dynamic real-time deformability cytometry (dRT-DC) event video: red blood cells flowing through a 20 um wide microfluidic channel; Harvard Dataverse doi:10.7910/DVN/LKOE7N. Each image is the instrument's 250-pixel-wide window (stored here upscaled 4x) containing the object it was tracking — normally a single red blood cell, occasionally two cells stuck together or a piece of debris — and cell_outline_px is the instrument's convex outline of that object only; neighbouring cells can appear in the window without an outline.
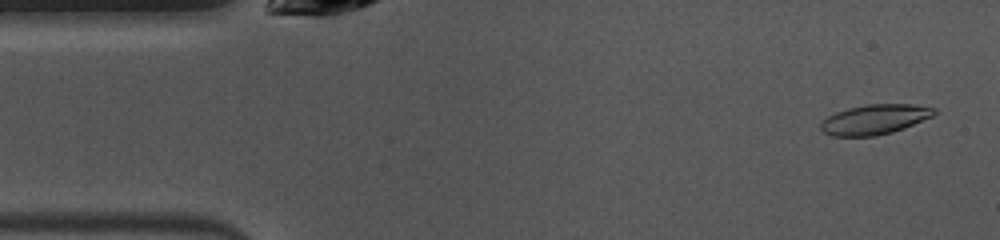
{"species": "common noctule bat (a hibernating species)", "species_latin": "Nyctalus noctula", "temperature_condition": "warm", "stored_images_in_passage": 47, "camera_frame_rate_fps": 3000, "um_per_image_px": 0.085, "animal": {"sex": "female", "body_mass_g": 10.0, "forearm_length_mm": 53.1}, "frame": {"image": 1, "passage_image": 2, "time_ms": 0.333, "image_size_px": [1000, 240], "cell_outline_px": [[936, 112], [932, 116], [904, 128], [892, 132], [876, 136], [832, 136], [820, 132], [820, 124], [828, 116], [836, 112], [848, 108], [868, 104], [912, 104], [936, 108]], "centroid_in_image_um": [74.32, 10.15], "position_along_channel_um": 10.7, "area_um2": 19.77}}
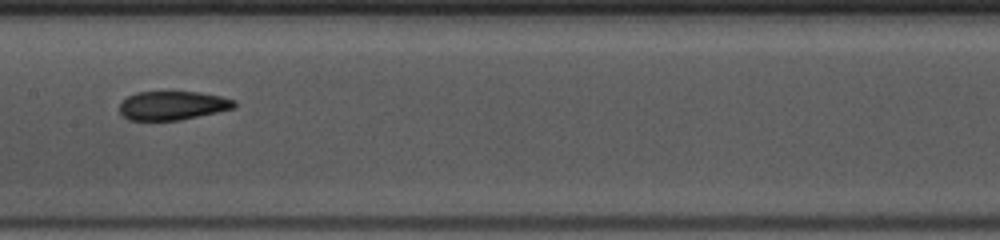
{"frame": {"image": 2, "passage_image": 22, "time_ms": 7.0, "image_size_px": [1000, 240], "cell_outline_px": [[236, 108], [180, 120], [128, 120], [120, 116], [120, 104], [128, 96], [136, 92], [200, 92], [220, 96], [236, 100]], "centroid_in_image_um": [14.67, 8.97], "position_along_channel_um": 192.7, "area_um2": 19.36}}
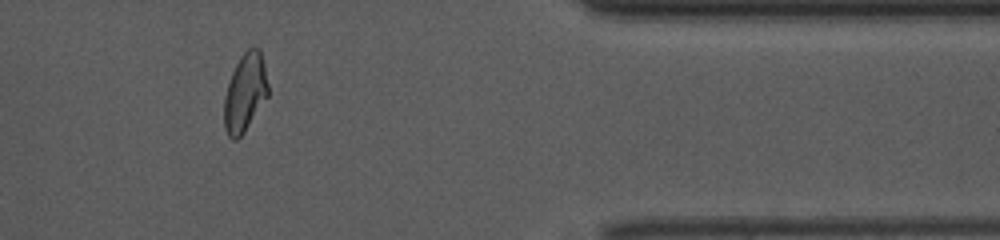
{"frame": {"image": 3, "passage_image": 39, "time_ms": 12.667, "image_size_px": [1000, 240], "cell_outline_px": [[268, 96], [244, 132], [236, 140], [232, 140], [228, 136], [224, 128], [224, 96], [232, 72], [240, 56], [248, 48], [260, 48], [264, 64], [268, 84]], "centroid_in_image_um": [20.82, 7.88], "position_along_channel_um": 390.6, "area_um2": 20.0}, "authors_computed_cell_mechanics": {"area_um2": 19.941, "velocity_mm_per_s": 3.9981, "shape_relaxation_time_tau1_ms": 7.0397, "shape_relaxation_time_tau2_ms": 2.0284, "deformation_change_tau1": 0.2042, "deformation_change_tau2": 0.0932}}